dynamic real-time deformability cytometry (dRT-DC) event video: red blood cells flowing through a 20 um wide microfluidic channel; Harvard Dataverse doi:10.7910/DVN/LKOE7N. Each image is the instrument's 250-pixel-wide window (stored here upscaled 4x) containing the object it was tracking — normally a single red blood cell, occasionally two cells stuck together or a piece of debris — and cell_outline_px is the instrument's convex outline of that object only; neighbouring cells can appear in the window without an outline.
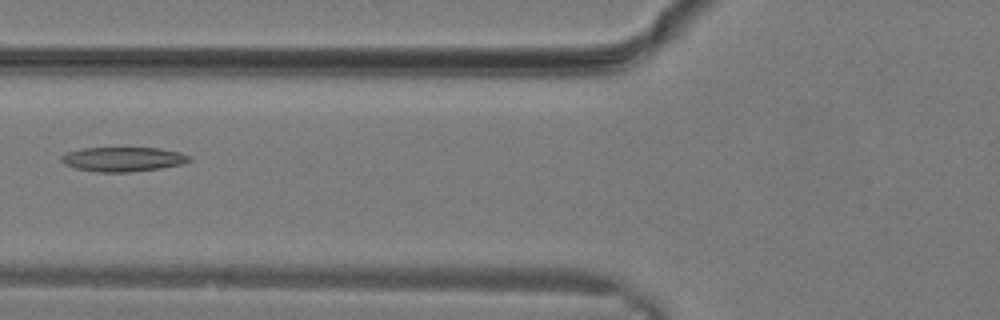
{"species": "common noctule bat (a hibernating species)", "species_latin": "Nyctalus noctula", "temperature_condition": "warm", "stored_images_in_passage": 5, "camera_frame_rate_fps": 3000, "um_per_image_px": 0.085, "animal": {"sex": "male", "body_mass_g": 19.2, "forearm_length_mm": 51.8}, "frame": {"image": 1, "passage_image": 4, "time_ms": 1.0, "image_size_px": [1000, 320], "cell_outline_px": [[192, 160], [180, 164], [160, 168], [128, 172], [96, 172], [76, 168], [64, 164], [60, 160], [60, 156], [68, 152], [80, 148], [160, 148], [180, 152], [192, 156]], "centroid_in_image_um": [10.45, 13.53], "position_along_channel_um": 115.4, "area_um2": 18.26}}